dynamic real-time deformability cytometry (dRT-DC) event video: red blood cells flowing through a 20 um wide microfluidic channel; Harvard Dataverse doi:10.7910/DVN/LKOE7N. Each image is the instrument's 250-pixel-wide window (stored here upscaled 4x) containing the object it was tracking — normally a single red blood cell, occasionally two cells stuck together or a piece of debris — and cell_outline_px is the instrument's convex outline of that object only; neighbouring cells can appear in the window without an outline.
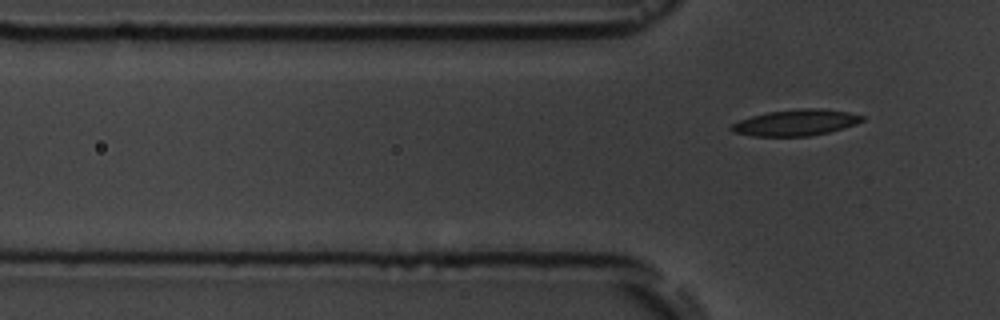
{"species": "common noctule bat (a hibernating species)", "species_latin": "Nyctalus noctula", "temperature_condition": "room temperature", "stored_images_in_passage": 7, "segment_of_instrument_passage": [2, 2], "camera_frame_rate_fps": 3000, "um_per_image_px": 0.085, "animal": {"sex": "male", "body_mass_g": 19.5, "forearm_length_mm": 54.6}, "frame": {"image": 1, "passage_image": 7, "time_ms": 7.667, "image_size_px": [1000, 320], "cell_outline_px": [[864, 120], [856, 124], [828, 132], [808, 136], [752, 136], [732, 132], [728, 128], [732, 124], [740, 120], [752, 116], [768, 112], [800, 108], [820, 108], [848, 112], [864, 116]], "centroid_in_image_um": [67.62, 10.42], "position_along_channel_um": 58.2, "area_um2": 19.88}}